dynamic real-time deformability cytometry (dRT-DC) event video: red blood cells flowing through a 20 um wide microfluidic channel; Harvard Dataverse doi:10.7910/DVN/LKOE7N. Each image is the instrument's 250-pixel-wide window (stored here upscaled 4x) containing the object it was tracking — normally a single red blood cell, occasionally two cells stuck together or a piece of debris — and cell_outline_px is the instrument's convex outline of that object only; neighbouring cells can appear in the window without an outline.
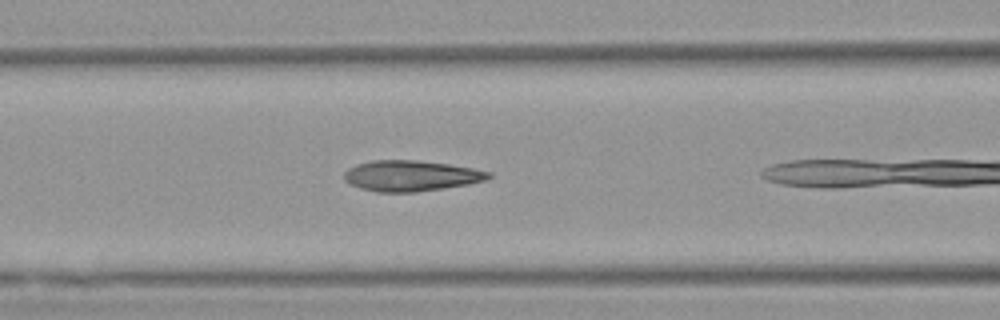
{"species": "Egyptian fruit bat (a non-hibernating species)", "species_latin": "Rousettus aegyptiacus", "temperature_condition": "warm", "stored_images_in_passage": 17, "camera_frame_rate_fps": 3000, "um_per_image_px": 0.085, "animal": {"sex": "female"}, "frame": {"image": 1, "passage_image": 6, "time_ms": 1.667, "image_size_px": [1000, 320], "cell_outline_px": [[492, 176], [484, 180], [468, 184], [444, 188], [416, 192], [376, 192], [360, 188], [344, 180], [344, 172], [348, 168], [356, 164], [372, 160], [416, 160], [448, 164], [472, 168], [492, 172]], "centroid_in_image_um": [34.91, 14.94], "position_along_channel_um": 131.7, "area_um2": 25.84}}
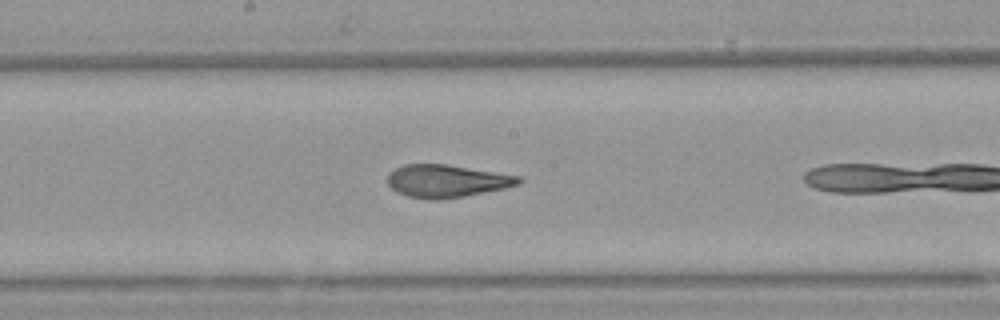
{"frame": {"image": 2, "passage_image": 12, "time_ms": 3.667, "image_size_px": [1000, 320], "cell_outline_px": [[524, 180], [520, 184], [504, 188], [464, 196], [436, 200], [408, 196], [396, 192], [388, 184], [388, 172], [404, 164], [444, 164], [520, 176]], "centroid_in_image_um": [37.96, 15.38], "position_along_channel_um": 210.2, "area_um2": 24.74}}
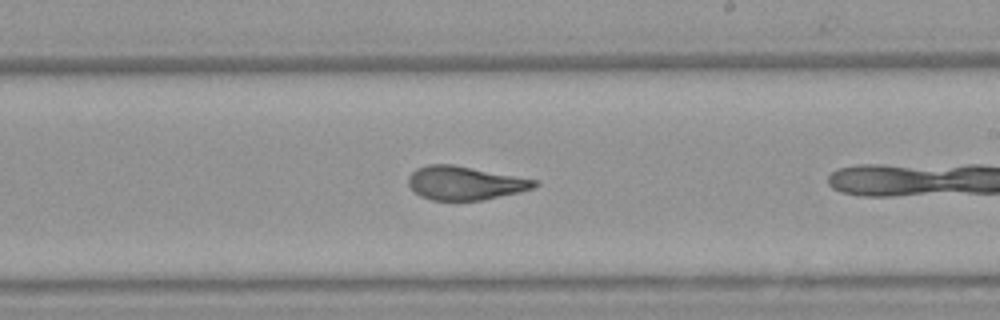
{"frame": {"image": 3, "passage_image": 15, "time_ms": 4.667, "image_size_px": [1000, 320], "cell_outline_px": [[540, 184], [532, 188], [520, 192], [484, 200], [432, 200], [420, 196], [412, 192], [408, 184], [408, 176], [416, 168], [428, 164], [452, 164], [536, 180]], "centroid_in_image_um": [39.47, 15.56], "position_along_channel_um": 249.5, "area_um2": 24.74}}